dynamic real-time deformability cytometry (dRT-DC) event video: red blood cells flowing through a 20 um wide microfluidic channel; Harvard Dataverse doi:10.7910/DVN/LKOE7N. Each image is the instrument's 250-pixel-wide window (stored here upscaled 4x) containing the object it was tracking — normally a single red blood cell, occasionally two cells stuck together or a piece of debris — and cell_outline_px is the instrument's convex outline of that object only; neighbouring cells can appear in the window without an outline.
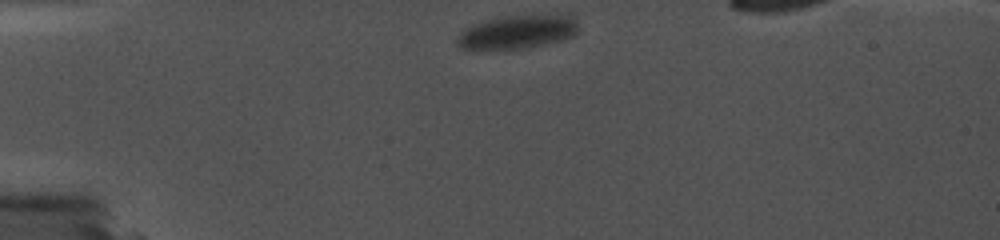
{"species": "common noctule bat (a hibernating species)", "species_latin": "Nyctalus noctula", "temperature_condition": "cold", "stored_images_in_passage": 29, "camera_frame_rate_fps": 5000, "um_per_image_px": 0.085, "animal": {"sex": "female", "body_mass_g": 19.0, "forearm_length_mm": 56.7}, "frame": {"image": 1, "passage_image": 1, "time_ms": 0.0, "image_size_px": [1000, 240], "cell_outline_px": [[580, 28], [572, 36], [564, 40], [524, 48], [460, 48], [456, 44], [456, 40], [460, 32], [464, 28], [472, 24], [504, 16], [572, 16], [576, 20]], "centroid_in_image_um": [43.97, 2.72], "position_along_channel_um": 41.0, "area_um2": 23.18}}
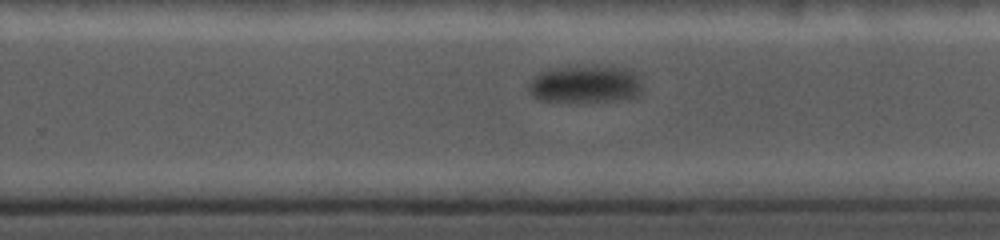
{"frame": {"image": 2, "passage_image": 20, "time_ms": 8.8, "image_size_px": [1000, 240], "cell_outline_px": [[644, 92], [640, 96], [628, 100], [580, 104], [568, 104], [540, 100], [532, 96], [528, 92], [528, 80], [532, 76], [540, 72], [564, 68], [624, 68], [640, 76], [644, 88]], "centroid_in_image_um": [49.78, 7.27], "position_along_channel_um": 280.0, "area_um2": 25.78}}
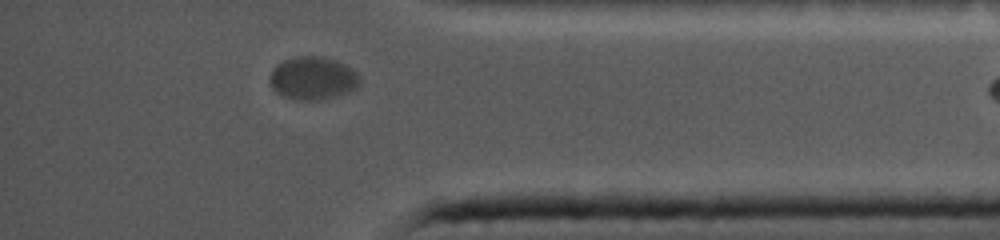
{"frame": {"image": 3, "passage_image": 28, "time_ms": 12.8, "image_size_px": [1000, 240], "cell_outline_px": [[360, 84], [356, 88], [348, 92], [336, 96], [320, 100], [300, 100], [284, 96], [276, 92], [272, 88], [268, 80], [272, 68], [276, 64], [284, 60], [296, 56], [324, 56], [336, 60], [352, 68], [360, 76]], "centroid_in_image_um": [26.58, 6.63], "position_along_channel_um": 408.6, "area_um2": 22.83}}